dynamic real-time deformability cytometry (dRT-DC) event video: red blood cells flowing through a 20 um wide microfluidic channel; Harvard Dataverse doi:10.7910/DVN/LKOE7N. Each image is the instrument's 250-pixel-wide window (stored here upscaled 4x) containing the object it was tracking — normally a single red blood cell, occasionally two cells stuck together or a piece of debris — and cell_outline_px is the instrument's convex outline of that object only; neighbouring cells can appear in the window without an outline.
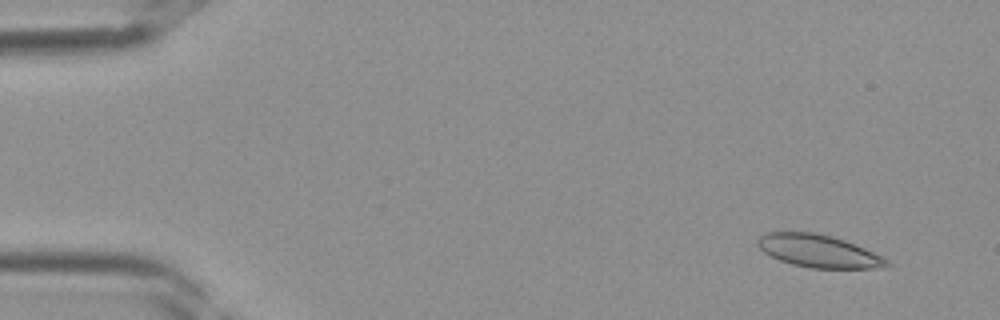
{"species": "Egyptian fruit bat (a non-hibernating species)", "species_latin": "Rousettus aegyptiacus", "temperature_condition": "room temperature", "stored_images_in_passage": 39, "camera_frame_rate_fps": 3000, "um_per_image_px": 0.085, "frame": {"image": 1, "passage_image": 2, "time_ms": 0.333, "image_size_px": [1000, 320], "cell_outline_px": [[892, 264], [884, 268], [812, 268], [792, 264], [780, 260], [764, 252], [756, 244], [756, 240], [764, 232], [816, 232], [832, 236], [844, 240], [864, 248], [888, 260]], "centroid_in_image_um": [69.56, 21.33], "position_along_channel_um": 15.4, "area_um2": 24.51}}
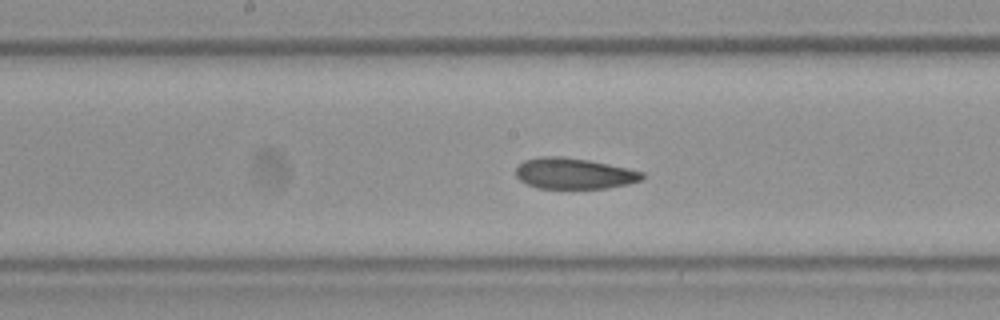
{"frame": {"image": 2, "passage_image": 19, "time_ms": 6.0, "image_size_px": [1000, 320], "cell_outline_px": [[644, 176], [640, 180], [628, 184], [608, 188], [536, 188], [520, 180], [516, 176], [516, 168], [524, 160], [540, 156], [560, 156], [588, 160], [628, 168], [644, 172]], "centroid_in_image_um": [48.78, 14.74], "position_along_channel_um": 199.4, "area_um2": 22.72}}
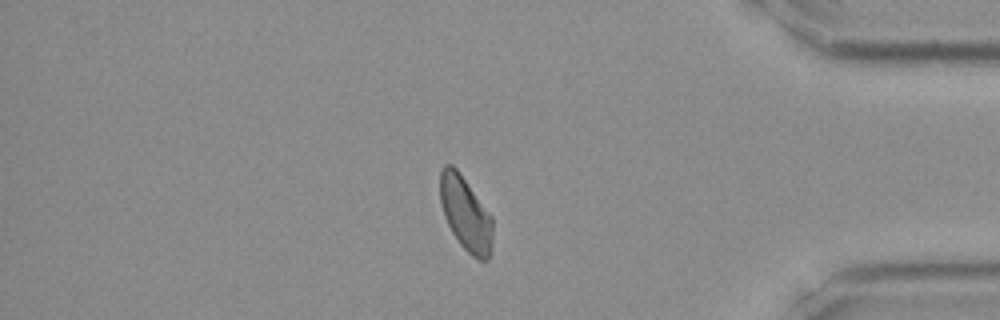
{"frame": {"image": 3, "passage_image": 32, "time_ms": 10.333, "image_size_px": [1000, 320], "cell_outline_px": [[492, 252], [488, 260], [480, 260], [472, 256], [460, 244], [452, 232], [444, 216], [440, 204], [440, 172], [444, 164], [452, 164], [456, 168], [492, 216]], "centroid_in_image_um": [39.58, 18.18], "position_along_channel_um": 395.6, "area_um2": 22.72}}